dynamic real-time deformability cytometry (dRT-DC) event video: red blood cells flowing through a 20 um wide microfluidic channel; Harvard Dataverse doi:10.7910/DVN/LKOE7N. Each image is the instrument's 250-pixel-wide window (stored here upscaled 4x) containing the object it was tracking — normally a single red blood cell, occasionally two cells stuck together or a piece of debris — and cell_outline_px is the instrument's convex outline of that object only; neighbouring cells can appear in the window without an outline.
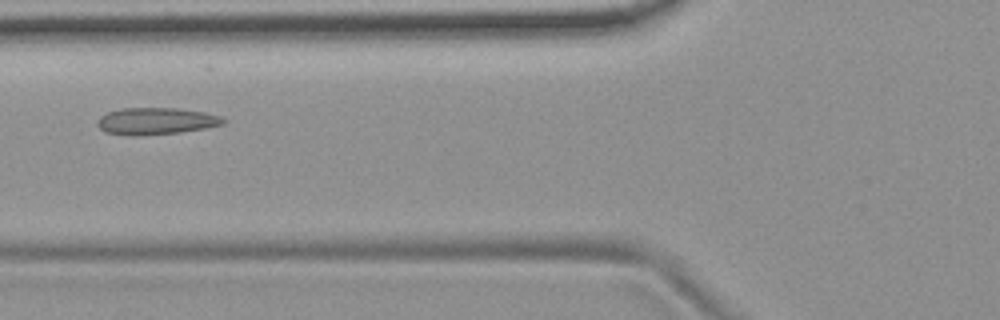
{"species": "common noctule bat (a hibernating species)", "species_latin": "Nyctalus noctula", "temperature_condition": "room temperature", "stored_images_in_passage": 4, "camera_frame_rate_fps": 3000, "um_per_image_px": 0.085, "animal": {"sex": "female", "body_mass_g": 19.9}, "frame": {"image": 1, "passage_image": 2, "time_ms": 0.333, "image_size_px": [1000, 320], "cell_outline_px": [[228, 120], [224, 124], [204, 128], [180, 132], [136, 136], [132, 136], [104, 132], [96, 124], [96, 120], [100, 116], [108, 112], [120, 108], [176, 108], [204, 112], [220, 116]], "centroid_in_image_um": [13.23, 10.29], "position_along_channel_um": 112.6, "area_um2": 19.83}}
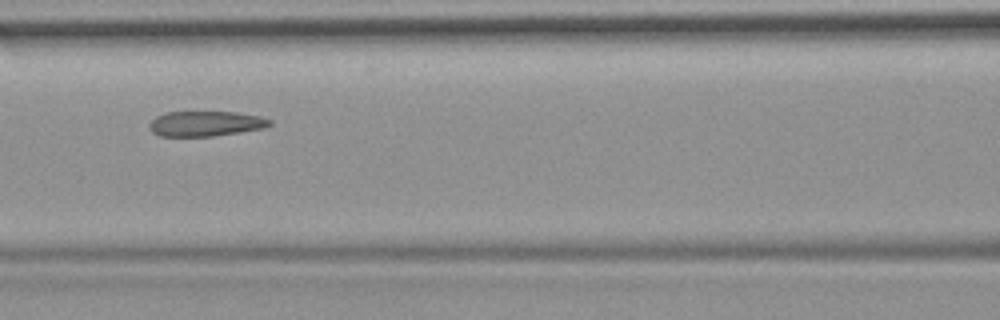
{"frame": {"image": 2, "passage_image": 3, "time_ms": 0.667, "image_size_px": [1000, 320], "cell_outline_px": [[272, 124], [264, 128], [212, 136], [160, 136], [152, 132], [148, 128], [148, 124], [156, 116], [164, 112], [236, 112], [260, 116], [272, 120]], "centroid_in_image_um": [17.45, 10.5], "position_along_channel_um": 149.1, "area_um2": 17.69}}